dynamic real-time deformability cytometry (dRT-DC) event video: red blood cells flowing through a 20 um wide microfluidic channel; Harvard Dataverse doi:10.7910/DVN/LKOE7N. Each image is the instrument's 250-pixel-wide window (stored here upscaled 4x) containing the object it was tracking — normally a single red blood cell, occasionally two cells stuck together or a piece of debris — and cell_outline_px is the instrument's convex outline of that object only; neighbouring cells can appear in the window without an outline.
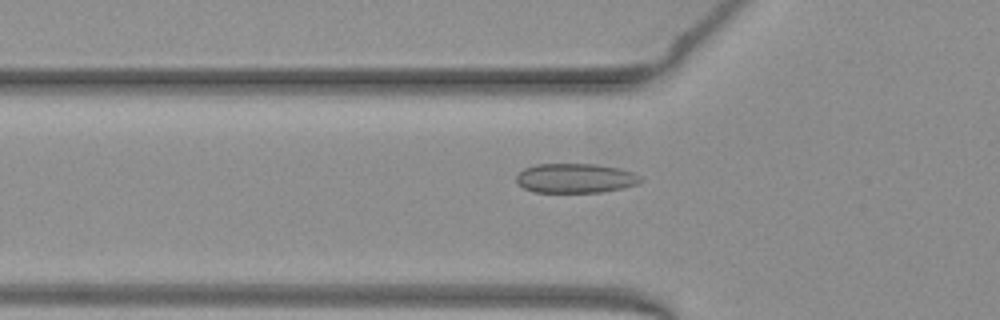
{"species": "common noctule bat (a hibernating species)", "species_latin": "Nyctalus noctula", "temperature_condition": "warm", "stored_images_in_passage": 49, "camera_frame_rate_fps": 3000, "um_per_image_px": 0.085, "animal": {"sex": "female", "body_mass_g": 19.3, "forearm_length_mm": 54.1}, "frame": {"image": 1, "passage_image": 15, "time_ms": 4.667, "image_size_px": [1000, 320], "cell_outline_px": [[644, 180], [636, 184], [620, 188], [600, 192], [532, 192], [524, 188], [516, 180], [516, 176], [524, 168], [536, 164], [596, 164], [620, 168], [632, 172], [640, 176]], "centroid_in_image_um": [48.9, 15.14], "position_along_channel_um": 76.9, "area_um2": 21.27}}
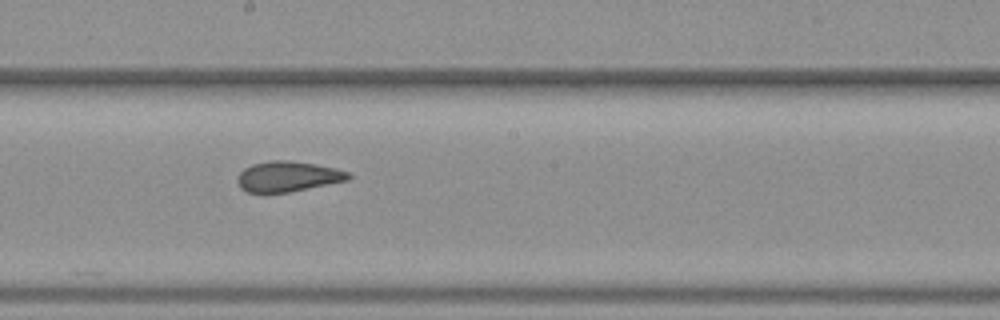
{"frame": {"image": 2, "passage_image": 26, "time_ms": 8.333, "image_size_px": [1000, 320], "cell_outline_px": [[352, 176], [348, 180], [288, 192], [248, 192], [240, 188], [236, 180], [240, 172], [244, 168], [252, 164], [268, 160], [288, 160], [316, 164], [336, 168], [348, 172]], "centroid_in_image_um": [24.45, 14.98], "position_along_channel_um": 223.8, "area_um2": 19.59}}
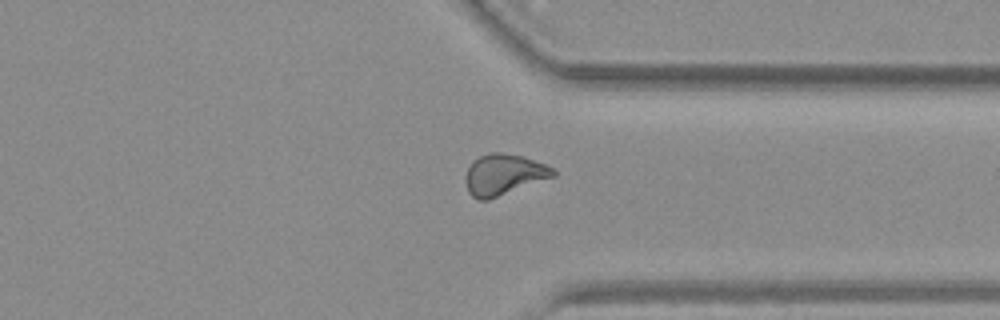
{"frame": {"image": 3, "passage_image": 37, "time_ms": 12.0, "image_size_px": [1000, 320], "cell_outline_px": [[556, 176], [488, 200], [480, 200], [472, 196], [468, 192], [464, 180], [464, 176], [472, 160], [480, 156], [492, 152], [500, 152], [524, 156], [544, 164], [552, 168], [556, 172]], "centroid_in_image_um": [42.79, 14.84], "position_along_channel_um": 368.6, "area_um2": 21.04}, "authors_computed_cell_mechanics": {"area_um2": 20.519, "velocity_mm_per_s": 3.9806, "shape_relaxation_time_tau1_ms": null, "shape_relaxation_time_tau2_ms": 1.4748, "deformation_change_tau1": null, "deformation_change_tau2": 0.0648}}